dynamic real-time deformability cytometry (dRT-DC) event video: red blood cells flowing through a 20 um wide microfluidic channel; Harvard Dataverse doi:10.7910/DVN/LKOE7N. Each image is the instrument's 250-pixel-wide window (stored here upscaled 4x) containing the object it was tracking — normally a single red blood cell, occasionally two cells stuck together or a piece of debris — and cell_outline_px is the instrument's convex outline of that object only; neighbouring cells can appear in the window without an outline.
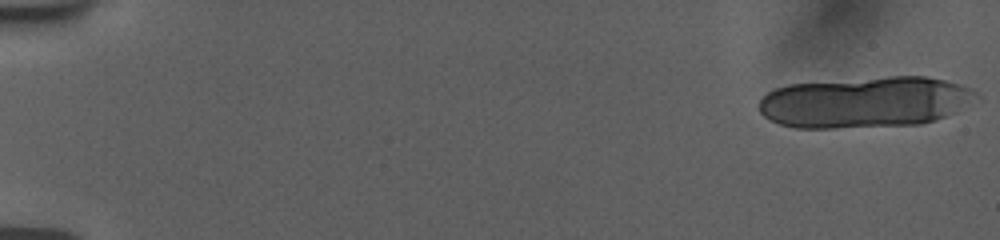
{"species": "human", "species_latin": "Homo sapiens", "temperature_condition": "room temperature", "stored_images_in_passage": 19, "camera_frame_rate_fps": 3000, "um_per_image_px": 0.085, "donor": {"sex": "female"}, "frame": {"image": 1, "passage_image": 1, "time_ms": 0.0, "image_size_px": [1000, 240], "cell_outline_px": [[976, 92], [952, 112], [944, 116], [920, 124], [836, 128], [796, 128], [780, 124], [764, 116], [760, 112], [760, 100], [768, 92], [776, 88], [788, 84], [888, 76], [924, 76], [944, 80], [960, 84], [972, 88]], "centroid_in_image_um": [73.42, 8.67], "position_along_channel_um": 11.6, "area_um2": 63.7}}